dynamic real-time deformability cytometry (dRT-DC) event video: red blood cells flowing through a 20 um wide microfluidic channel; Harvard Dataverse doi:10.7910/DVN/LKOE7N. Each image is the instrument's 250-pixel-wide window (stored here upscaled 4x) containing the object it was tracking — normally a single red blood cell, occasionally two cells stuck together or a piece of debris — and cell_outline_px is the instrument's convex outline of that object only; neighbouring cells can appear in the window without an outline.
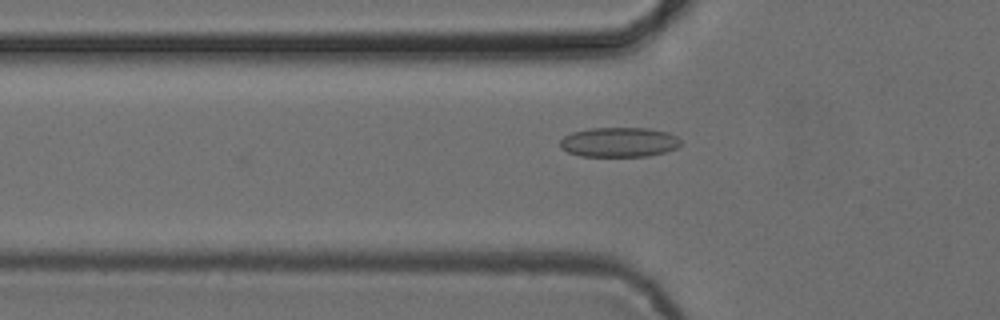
{"species": "common noctule bat (a hibernating species)", "species_latin": "Nyctalus noctula", "temperature_condition": "cold", "stored_images_in_passage": 32, "camera_frame_rate_fps": 3000, "um_per_image_px": 0.085, "animal": {"sex": "female", "body_mass_g": 24.6, "forearm_length_mm": 56.2}, "frame": {"image": 1, "passage_image": 2, "time_ms": 0.333, "image_size_px": [1000, 320], "cell_outline_px": [[680, 144], [676, 148], [664, 152], [648, 156], [580, 156], [568, 152], [560, 148], [560, 140], [564, 136], [572, 132], [592, 128], [648, 128], [668, 132], [676, 136], [680, 140]], "centroid_in_image_um": [52.6, 12.08], "position_along_channel_um": 73.2, "area_um2": 20.87}}
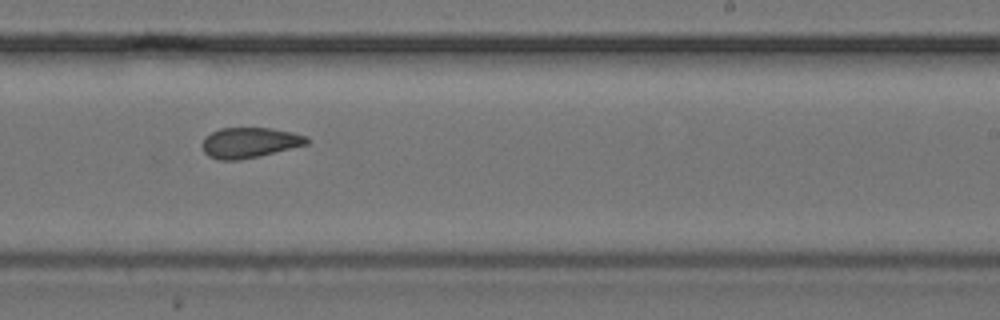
{"frame": {"image": 2, "passage_image": 17, "time_ms": 5.333, "image_size_px": [1000, 320], "cell_outline_px": [[312, 140], [308, 144], [260, 156], [240, 160], [220, 160], [208, 156], [204, 152], [200, 144], [204, 136], [220, 128], [272, 128], [292, 132], [308, 136]], "centroid_in_image_um": [21.21, 12.12], "position_along_channel_um": 267.8, "area_um2": 18.84}}
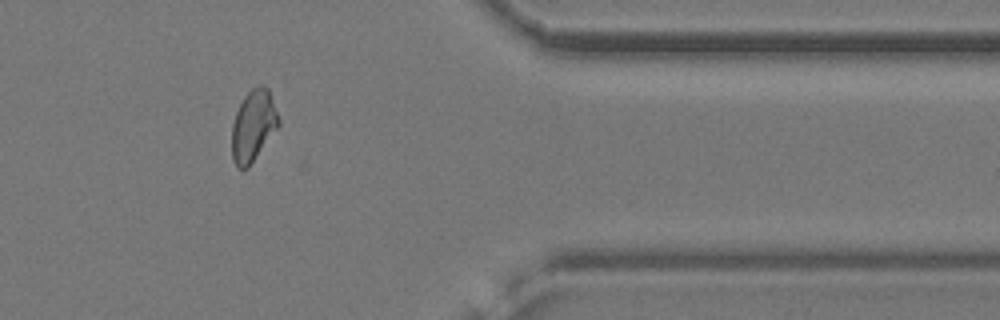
{"frame": {"image": 3, "passage_image": 28, "time_ms": 9.0, "image_size_px": [1000, 320], "cell_outline_px": [[280, 124], [248, 168], [236, 168], [232, 160], [232, 124], [236, 112], [244, 96], [252, 88], [260, 84], [264, 84], [268, 88], [280, 120]], "centroid_in_image_um": [21.52, 10.68], "position_along_channel_um": 389.9, "area_um2": 19.42}, "authors_computed_cell_mechanics": {"area_um2": 19.2763, "velocity_mm_per_s": 3.8766, "shape_relaxation_time_tau1_ms": null, "shape_relaxation_time_tau2_ms": 3.0241, "deformation_change_tau1": null, "deformation_change_tau2": 0.0758}}